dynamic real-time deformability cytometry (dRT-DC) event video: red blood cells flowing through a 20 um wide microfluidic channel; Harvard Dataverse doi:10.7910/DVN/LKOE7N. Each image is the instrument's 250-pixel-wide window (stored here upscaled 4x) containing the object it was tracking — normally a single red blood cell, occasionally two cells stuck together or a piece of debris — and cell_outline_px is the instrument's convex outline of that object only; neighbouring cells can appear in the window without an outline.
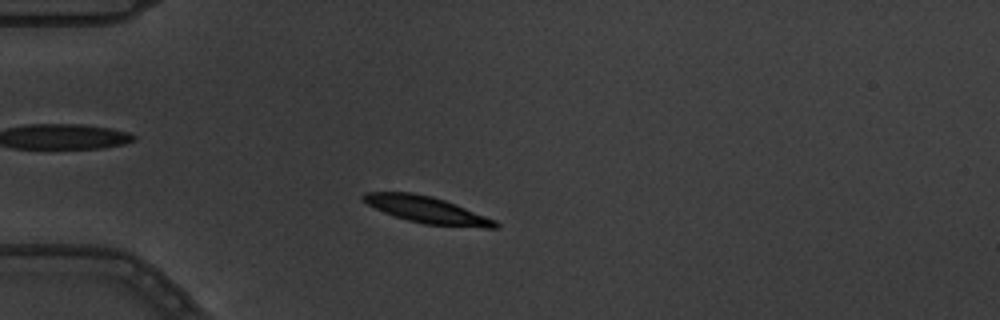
{"species": "common noctule bat (a hibernating species)", "species_latin": "Nyctalus noctula", "temperature_condition": "warm", "stored_images_in_passage": 5, "camera_frame_rate_fps": 3000, "um_per_image_px": 0.085, "animal": {"sex": "male", "body_mass_g": 19.5, "forearm_length_mm": 54.6}, "frame": {"image": 1, "passage_image": 3, "time_ms": 0.667, "image_size_px": [1000, 320], "cell_outline_px": [[500, 228], [484, 228], [424, 224], [408, 220], [384, 212], [368, 204], [360, 196], [364, 192], [412, 192], [432, 196], [444, 200], [496, 220], [500, 224]], "centroid_in_image_um": [36.31, 17.84], "position_along_channel_um": 48.7, "area_um2": 20.35}}